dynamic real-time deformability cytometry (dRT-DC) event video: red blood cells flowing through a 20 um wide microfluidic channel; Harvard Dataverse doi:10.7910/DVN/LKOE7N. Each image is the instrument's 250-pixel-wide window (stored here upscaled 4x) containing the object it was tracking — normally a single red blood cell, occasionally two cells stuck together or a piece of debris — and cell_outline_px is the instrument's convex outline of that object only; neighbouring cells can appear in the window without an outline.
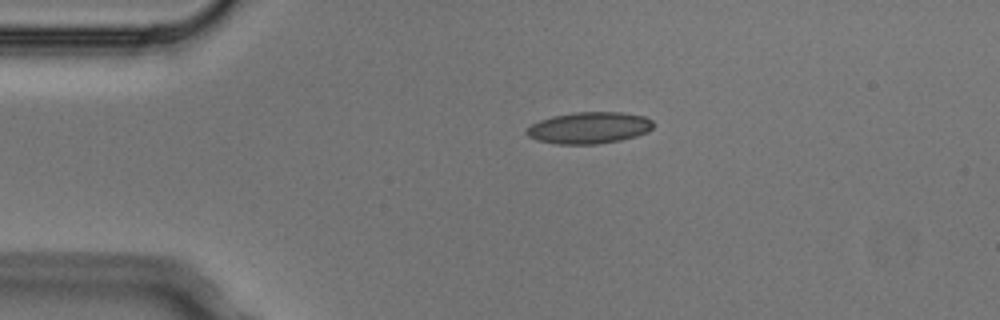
{"species": "Egyptian fruit bat (a non-hibernating species)", "species_latin": "Rousettus aegyptiacus", "temperature_condition": "cold", "stored_images_in_passage": 2, "camera_frame_rate_fps": 3000, "um_per_image_px": 0.085, "animal": {"sex": "male"}, "frame": {"image": 1, "passage_image": 1, "time_ms": 0.0, "image_size_px": [1000, 320], "cell_outline_px": [[652, 128], [648, 132], [636, 136], [620, 140], [596, 144], [556, 144], [536, 140], [528, 136], [524, 132], [532, 124], [540, 120], [552, 116], [576, 112], [620, 112], [644, 116], [652, 120]], "centroid_in_image_um": [50.06, 10.87], "position_along_channel_um": 34.9, "area_um2": 23.29}}